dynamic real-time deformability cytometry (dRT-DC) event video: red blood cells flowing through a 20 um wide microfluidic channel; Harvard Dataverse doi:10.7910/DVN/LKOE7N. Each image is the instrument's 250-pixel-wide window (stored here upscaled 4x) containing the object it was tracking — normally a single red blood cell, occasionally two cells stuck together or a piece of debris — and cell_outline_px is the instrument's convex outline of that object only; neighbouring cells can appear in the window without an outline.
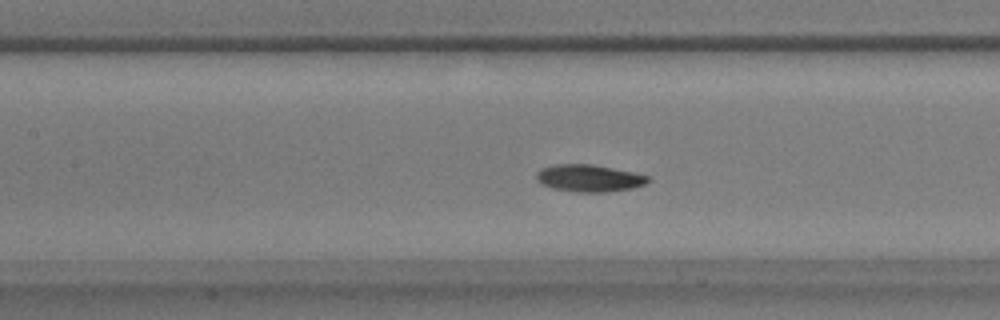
{"species": "common noctule bat (a hibernating species)", "species_latin": "Nyctalus noctula", "temperature_condition": "warm", "stored_images_in_passage": 39, "camera_frame_rate_fps": 3000, "um_per_image_px": 0.085, "animal": {"sex": "male", "body_mass_g": 17.9}, "frame": {"image": 1, "passage_image": 10, "time_ms": 3.0, "image_size_px": [1000, 320], "cell_outline_px": [[652, 180], [644, 184], [632, 188], [604, 192], [576, 192], [552, 188], [540, 184], [536, 180], [536, 172], [540, 168], [556, 164], [592, 164], [632, 172], [648, 176]], "centroid_in_image_um": [50.02, 15.14], "position_along_channel_um": 157.4, "area_um2": 17.69}}
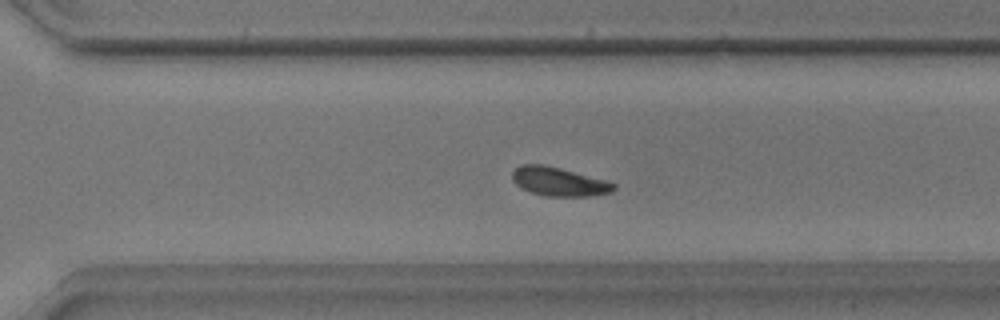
{"frame": {"image": 2, "passage_image": 23, "time_ms": 7.333, "image_size_px": [1000, 320], "cell_outline_px": [[616, 188], [612, 192], [588, 196], [544, 196], [532, 192], [516, 184], [512, 180], [512, 172], [520, 164], [544, 164], [560, 168], [604, 180], [616, 184]], "centroid_in_image_um": [47.49, 15.43], "position_along_channel_um": 323.1, "area_um2": 16.82}}
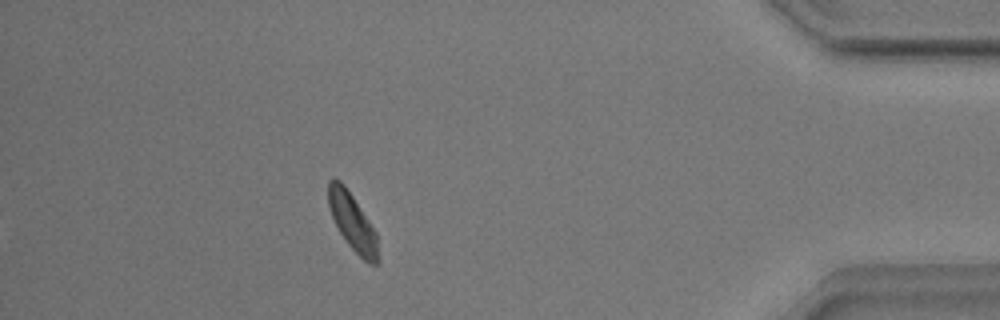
{"frame": {"image": 3, "passage_image": 33, "time_ms": 10.667, "image_size_px": [1000, 320], "cell_outline_px": [[380, 260], [376, 264], [368, 264], [348, 244], [340, 232], [332, 216], [328, 204], [328, 180], [340, 180], [344, 184], [376, 232]], "centroid_in_image_um": [29.98, 18.91], "position_along_channel_um": 405.2, "area_um2": 16.24}, "authors_computed_cell_mechanics": {"area_um2": 17.2822, "velocity_mm_per_s": 3.8387, "shape_relaxation_time_tau1_ms": 2.5962, "shape_relaxation_time_tau2_ms": null, "deformation_change_tau1": 0.1083, "deformation_change_tau2": null}}